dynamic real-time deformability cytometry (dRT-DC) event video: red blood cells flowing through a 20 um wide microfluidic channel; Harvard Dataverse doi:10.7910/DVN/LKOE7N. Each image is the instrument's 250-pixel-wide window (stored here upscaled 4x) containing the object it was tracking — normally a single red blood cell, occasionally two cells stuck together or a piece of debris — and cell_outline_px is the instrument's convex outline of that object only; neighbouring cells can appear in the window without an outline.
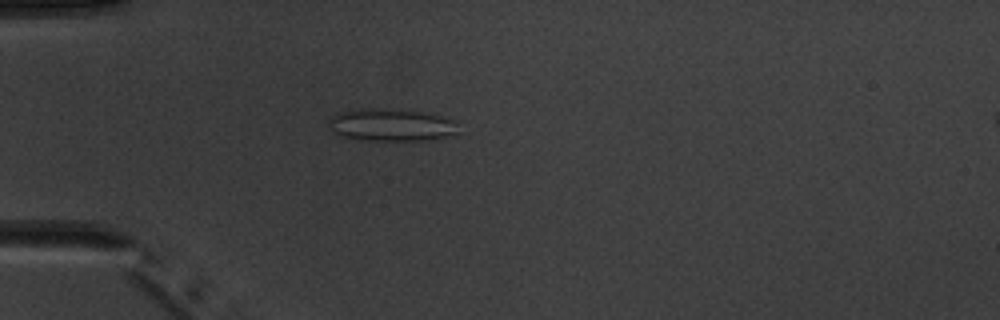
{"species": "common noctule bat (a hibernating species)", "species_latin": "Nyctalus noctula", "temperature_condition": "warm", "stored_images_in_passage": 4, "camera_frame_rate_fps": 3000, "um_per_image_px": 0.085, "animal": {"sex": "male", "body_mass_g": 20.1, "forearm_length_mm": 53.5}, "frame": {"image": 1, "passage_image": 3, "time_ms": 3.0, "image_size_px": [1000, 320], "cell_outline_px": [[460, 132], [428, 140], [360, 140], [340, 136], [328, 124], [328, 120], [336, 112], [360, 108], [420, 112], [440, 116], [456, 120]], "centroid_in_image_um": [33.24, 10.63], "position_along_channel_um": 51.8, "area_um2": 24.22}}